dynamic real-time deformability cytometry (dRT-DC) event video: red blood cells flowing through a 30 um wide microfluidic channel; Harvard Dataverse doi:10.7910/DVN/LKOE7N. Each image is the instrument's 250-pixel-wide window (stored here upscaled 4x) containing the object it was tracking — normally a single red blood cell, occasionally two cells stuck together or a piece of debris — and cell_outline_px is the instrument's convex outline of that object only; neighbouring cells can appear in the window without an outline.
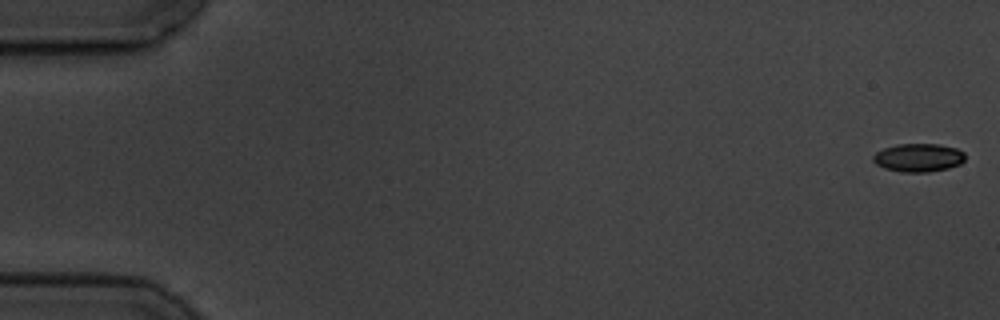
{"species": "common noctule bat (a hibernating species)", "species_latin": "Nyctalus noctula", "temperature_condition": "cold", "stored_images_in_passage": 4, "camera_frame_rate_fps": 3000, "um_per_image_px": 0.085, "animal": {"sex": "male", "body_mass_g": 19.5, "forearm_length_mm": 54.6}, "frame": {"image": 1, "passage_image": 1, "time_ms": 0.0, "image_size_px": [1000, 320], "cell_outline_px": [[964, 160], [960, 164], [948, 168], [928, 172], [900, 172], [884, 168], [876, 164], [872, 160], [872, 156], [876, 152], [884, 148], [896, 144], [940, 144], [956, 148], [964, 152]], "centroid_in_image_um": [78.05, 13.4], "position_along_channel_um": 7.0, "area_um2": 15.26}}